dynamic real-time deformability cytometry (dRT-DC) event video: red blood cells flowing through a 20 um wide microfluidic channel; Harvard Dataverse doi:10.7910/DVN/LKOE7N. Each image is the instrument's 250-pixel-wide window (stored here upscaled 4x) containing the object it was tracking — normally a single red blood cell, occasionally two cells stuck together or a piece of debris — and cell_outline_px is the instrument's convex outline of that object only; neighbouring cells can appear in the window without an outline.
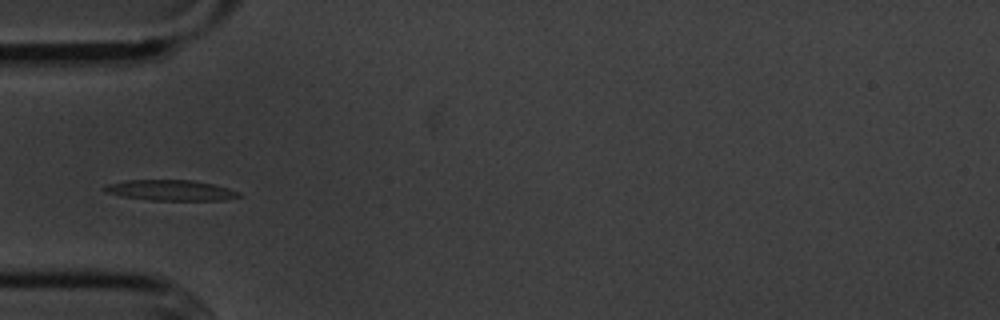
{"species": "common noctule bat (a hibernating species)", "species_latin": "Nyctalus noctula", "temperature_condition": "cold", "stored_images_in_passage": 5, "camera_frame_rate_fps": 3000, "um_per_image_px": 0.085, "animal": {"sex": "male", "body_mass_g": 20.1, "forearm_length_mm": 53.5}, "frame": {"image": 1, "passage_image": 3, "time_ms": 2.333, "image_size_px": [1000, 320], "cell_outline_px": [[244, 196], [224, 200], [148, 200], [120, 196], [104, 192], [100, 188], [108, 184], [128, 180], [192, 180], [212, 184], [228, 188], [240, 192]], "centroid_in_image_um": [14.49, 16.18], "position_along_channel_um": 70.5, "area_um2": 16.24}}
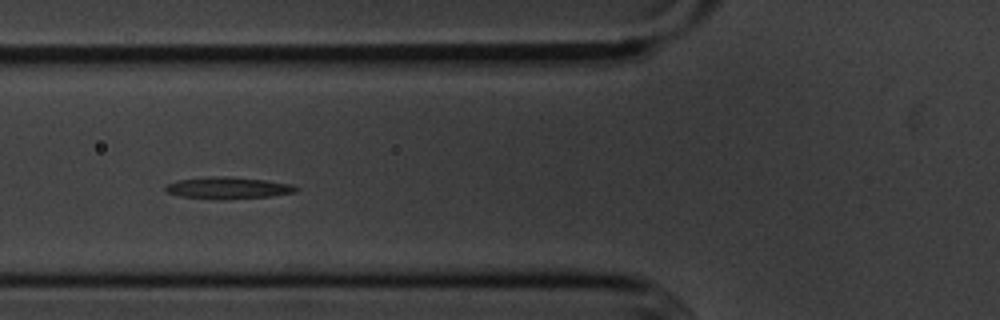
{"frame": {"image": 2, "passage_image": 4, "time_ms": 3.333, "image_size_px": [1000, 320], "cell_outline_px": [[300, 188], [296, 192], [272, 196], [180, 196], [168, 192], [164, 188], [164, 184], [180, 180], [212, 176], [224, 176], [264, 180], [292, 184]], "centroid_in_image_um": [19.42, 15.91], "position_along_channel_um": 106.4, "area_um2": 15.26}}
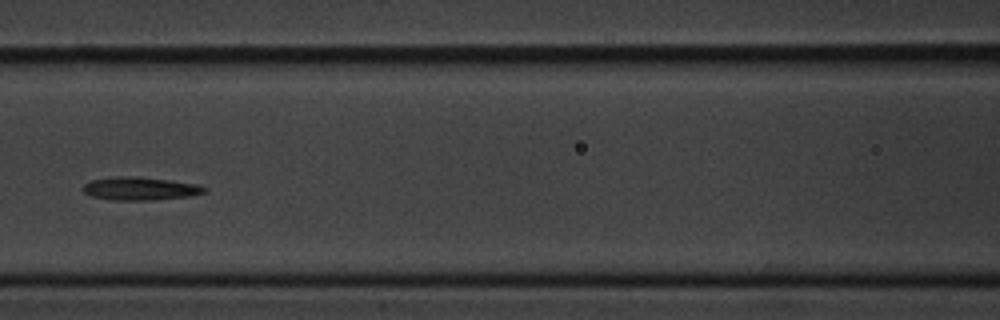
{"frame": {"image": 3, "passage_image": 5, "time_ms": 4.667, "image_size_px": [1000, 320], "cell_outline_px": [[208, 192], [188, 196], [152, 200], [112, 200], [92, 196], [84, 192], [80, 188], [88, 180], [116, 176], [140, 176], [200, 184], [208, 188]], "centroid_in_image_um": [11.91, 16.01], "position_along_channel_um": 154.7, "area_um2": 16.7}}